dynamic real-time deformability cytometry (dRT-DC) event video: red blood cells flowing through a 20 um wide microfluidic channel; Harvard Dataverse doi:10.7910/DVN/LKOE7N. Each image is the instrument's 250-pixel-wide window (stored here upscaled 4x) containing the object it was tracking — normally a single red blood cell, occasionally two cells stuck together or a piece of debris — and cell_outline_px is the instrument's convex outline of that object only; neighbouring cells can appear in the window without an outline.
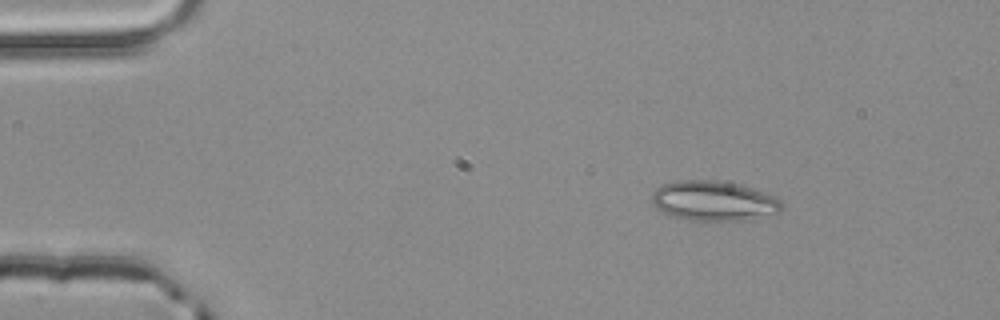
{"species": "common noctule bat (a hibernating species)", "species_latin": "Nyctalus noctula", "temperature_condition": "room temperature", "stored_images_in_passage": 2, "camera_frame_rate_fps": 3000, "um_per_image_px": 0.085, "animal": {"sex": "male", "body_mass_g": 20.4}, "frame": {"image": 1, "passage_image": 1, "time_ms": 0.0, "image_size_px": [1000, 320], "cell_outline_px": [[784, 204], [780, 212], [744, 220], [688, 220], [672, 216], [656, 208], [652, 204], [652, 192], [660, 184], [676, 180], [712, 180], [736, 184], [752, 188], [776, 196]], "centroid_in_image_um": [60.64, 17.06], "position_along_channel_um": 24.4, "area_um2": 30.23}}